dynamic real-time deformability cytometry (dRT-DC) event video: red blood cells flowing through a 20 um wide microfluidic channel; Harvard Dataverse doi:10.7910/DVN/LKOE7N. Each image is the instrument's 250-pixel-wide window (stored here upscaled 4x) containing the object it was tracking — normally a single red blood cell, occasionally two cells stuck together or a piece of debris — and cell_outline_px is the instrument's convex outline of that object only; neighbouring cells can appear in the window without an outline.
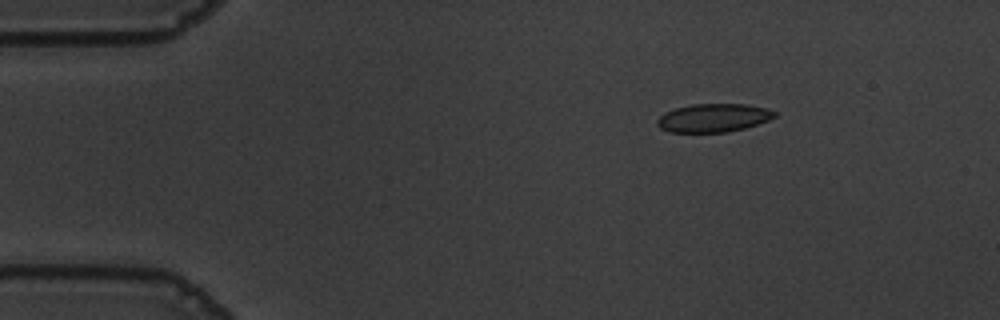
{"species": "common noctule bat (a hibernating species)", "species_latin": "Nyctalus noctula", "temperature_condition": "warm", "stored_images_in_passage": 48, "camera_frame_rate_fps": 3000, "um_per_image_px": 0.085, "animal": {"sex": "male", "body_mass_g": 19.5, "forearm_length_mm": 54.6}, "frame": {"image": 1, "passage_image": 1, "time_ms": 0.0, "image_size_px": [1000, 320], "cell_outline_px": [[776, 116], [768, 120], [744, 128], [728, 132], [668, 132], [660, 128], [656, 124], [656, 120], [664, 112], [676, 108], [692, 104], [744, 104], [768, 108], [776, 112]], "centroid_in_image_um": [60.61, 10.02], "position_along_channel_um": 24.4, "area_um2": 19.42}}
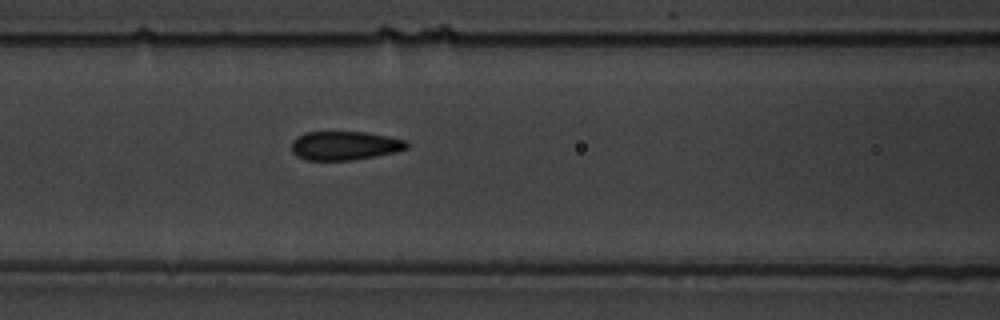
{"frame": {"image": 2, "passage_image": 16, "time_ms": 5.0, "image_size_px": [1000, 320], "cell_outline_px": [[408, 148], [396, 152], [376, 156], [352, 160], [304, 160], [296, 156], [292, 152], [292, 140], [296, 136], [304, 132], [368, 132], [388, 136], [404, 140], [408, 144]], "centroid_in_image_um": [29.27, 12.38], "position_along_channel_um": 137.3, "area_um2": 19.54}}
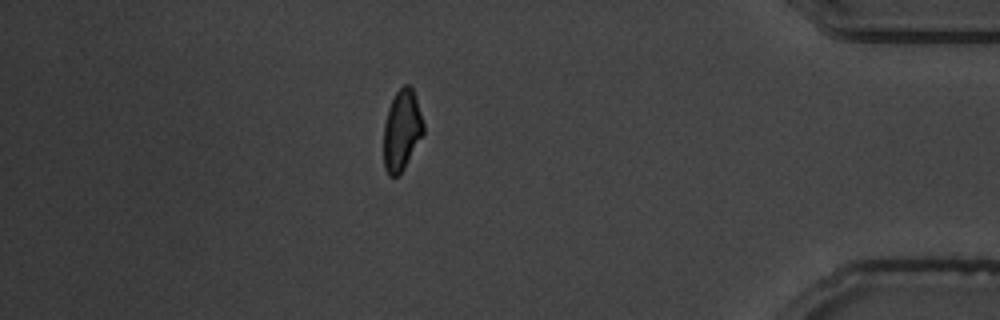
{"frame": {"image": 3, "passage_image": 41, "time_ms": 13.333, "image_size_px": [1000, 320], "cell_outline_px": [[424, 132], [400, 176], [388, 176], [384, 168], [384, 124], [388, 108], [396, 92], [404, 84], [408, 84], [412, 88], [416, 96], [424, 124]], "centroid_in_image_um": [34.15, 11.08], "position_along_channel_um": 401.0, "area_um2": 18.79}, "authors_computed_cell_mechanics": {"area_um2": 19.6231, "velocity_mm_per_s": 3.6433, "shape_relaxation_time_tau1_ms": 4.9447, "shape_relaxation_time_tau2_ms": 1.3708, "deformation_change_tau1": 0.118, "deformation_change_tau2": 0.0628}}